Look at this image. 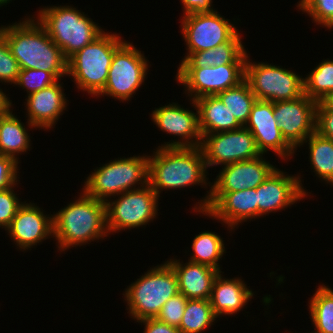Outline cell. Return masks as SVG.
I'll return each instance as SVG.
<instances>
[{"label": "cell", "mask_w": 333, "mask_h": 333, "mask_svg": "<svg viewBox=\"0 0 333 333\" xmlns=\"http://www.w3.org/2000/svg\"><path fill=\"white\" fill-rule=\"evenodd\" d=\"M124 42L116 32H103L67 59V75L72 76L78 89L99 97L107 83L114 53Z\"/></svg>", "instance_id": "5b68a950"}, {"label": "cell", "mask_w": 333, "mask_h": 333, "mask_svg": "<svg viewBox=\"0 0 333 333\" xmlns=\"http://www.w3.org/2000/svg\"><path fill=\"white\" fill-rule=\"evenodd\" d=\"M12 100H10L2 89H0V113L7 107V106H13Z\"/></svg>", "instance_id": "b9f144b4"}, {"label": "cell", "mask_w": 333, "mask_h": 333, "mask_svg": "<svg viewBox=\"0 0 333 333\" xmlns=\"http://www.w3.org/2000/svg\"><path fill=\"white\" fill-rule=\"evenodd\" d=\"M301 177L290 176L275 169L269 177L256 188L258 218L274 211L282 210L309 195L301 183Z\"/></svg>", "instance_id": "e0dca14e"}, {"label": "cell", "mask_w": 333, "mask_h": 333, "mask_svg": "<svg viewBox=\"0 0 333 333\" xmlns=\"http://www.w3.org/2000/svg\"><path fill=\"white\" fill-rule=\"evenodd\" d=\"M148 61L138 48L125 41L114 53L107 83L99 96H110L122 102L129 101L144 83Z\"/></svg>", "instance_id": "30bf717a"}, {"label": "cell", "mask_w": 333, "mask_h": 333, "mask_svg": "<svg viewBox=\"0 0 333 333\" xmlns=\"http://www.w3.org/2000/svg\"><path fill=\"white\" fill-rule=\"evenodd\" d=\"M187 301L188 299L183 294L178 293L162 306L156 319L168 325L179 327Z\"/></svg>", "instance_id": "d590c367"}, {"label": "cell", "mask_w": 333, "mask_h": 333, "mask_svg": "<svg viewBox=\"0 0 333 333\" xmlns=\"http://www.w3.org/2000/svg\"><path fill=\"white\" fill-rule=\"evenodd\" d=\"M148 173V155L114 159L95 168L85 180L82 192L106 203L111 196L147 185Z\"/></svg>", "instance_id": "52a82bcc"}, {"label": "cell", "mask_w": 333, "mask_h": 333, "mask_svg": "<svg viewBox=\"0 0 333 333\" xmlns=\"http://www.w3.org/2000/svg\"><path fill=\"white\" fill-rule=\"evenodd\" d=\"M315 131L333 140V110L327 109L321 102L316 107Z\"/></svg>", "instance_id": "f35d334b"}, {"label": "cell", "mask_w": 333, "mask_h": 333, "mask_svg": "<svg viewBox=\"0 0 333 333\" xmlns=\"http://www.w3.org/2000/svg\"><path fill=\"white\" fill-rule=\"evenodd\" d=\"M247 55L245 78L257 100L298 99L304 95L303 77L292 70L264 62H250Z\"/></svg>", "instance_id": "ba28073f"}, {"label": "cell", "mask_w": 333, "mask_h": 333, "mask_svg": "<svg viewBox=\"0 0 333 333\" xmlns=\"http://www.w3.org/2000/svg\"><path fill=\"white\" fill-rule=\"evenodd\" d=\"M216 319L210 300L188 299L178 329L181 333H202Z\"/></svg>", "instance_id": "f546056e"}, {"label": "cell", "mask_w": 333, "mask_h": 333, "mask_svg": "<svg viewBox=\"0 0 333 333\" xmlns=\"http://www.w3.org/2000/svg\"><path fill=\"white\" fill-rule=\"evenodd\" d=\"M149 158L148 184L158 197L162 189L207 185L209 178L201 147H158Z\"/></svg>", "instance_id": "7a4b0ae2"}, {"label": "cell", "mask_w": 333, "mask_h": 333, "mask_svg": "<svg viewBox=\"0 0 333 333\" xmlns=\"http://www.w3.org/2000/svg\"><path fill=\"white\" fill-rule=\"evenodd\" d=\"M57 79L47 71L39 69H21L14 85H19L25 91L27 96L54 84Z\"/></svg>", "instance_id": "836d02e7"}, {"label": "cell", "mask_w": 333, "mask_h": 333, "mask_svg": "<svg viewBox=\"0 0 333 333\" xmlns=\"http://www.w3.org/2000/svg\"><path fill=\"white\" fill-rule=\"evenodd\" d=\"M223 104L241 126L248 121L252 105L257 100L248 83L244 80L239 85L217 94Z\"/></svg>", "instance_id": "4dcf8cb0"}, {"label": "cell", "mask_w": 333, "mask_h": 333, "mask_svg": "<svg viewBox=\"0 0 333 333\" xmlns=\"http://www.w3.org/2000/svg\"><path fill=\"white\" fill-rule=\"evenodd\" d=\"M317 102L303 95L273 103V114L285 140L296 150L315 132Z\"/></svg>", "instance_id": "9a60e30c"}, {"label": "cell", "mask_w": 333, "mask_h": 333, "mask_svg": "<svg viewBox=\"0 0 333 333\" xmlns=\"http://www.w3.org/2000/svg\"><path fill=\"white\" fill-rule=\"evenodd\" d=\"M183 5V14H194L213 12L215 9L212 7V0H181Z\"/></svg>", "instance_id": "60d3db41"}, {"label": "cell", "mask_w": 333, "mask_h": 333, "mask_svg": "<svg viewBox=\"0 0 333 333\" xmlns=\"http://www.w3.org/2000/svg\"><path fill=\"white\" fill-rule=\"evenodd\" d=\"M304 94L317 103L333 91V60L319 63L305 78Z\"/></svg>", "instance_id": "1f68e13d"}, {"label": "cell", "mask_w": 333, "mask_h": 333, "mask_svg": "<svg viewBox=\"0 0 333 333\" xmlns=\"http://www.w3.org/2000/svg\"><path fill=\"white\" fill-rule=\"evenodd\" d=\"M118 199L106 202V227L108 234L139 228L151 222L158 215L159 197L147 184L142 188L128 190L117 195Z\"/></svg>", "instance_id": "9c48e42d"}, {"label": "cell", "mask_w": 333, "mask_h": 333, "mask_svg": "<svg viewBox=\"0 0 333 333\" xmlns=\"http://www.w3.org/2000/svg\"><path fill=\"white\" fill-rule=\"evenodd\" d=\"M327 109L333 110V91L320 101Z\"/></svg>", "instance_id": "7bdbcfd3"}, {"label": "cell", "mask_w": 333, "mask_h": 333, "mask_svg": "<svg viewBox=\"0 0 333 333\" xmlns=\"http://www.w3.org/2000/svg\"><path fill=\"white\" fill-rule=\"evenodd\" d=\"M18 164L14 158L0 154V190L18 185Z\"/></svg>", "instance_id": "74e56055"}, {"label": "cell", "mask_w": 333, "mask_h": 333, "mask_svg": "<svg viewBox=\"0 0 333 333\" xmlns=\"http://www.w3.org/2000/svg\"><path fill=\"white\" fill-rule=\"evenodd\" d=\"M204 214L212 219H218L232 229L249 219L258 217V203L256 188H249L233 192H210Z\"/></svg>", "instance_id": "d6986e66"}, {"label": "cell", "mask_w": 333, "mask_h": 333, "mask_svg": "<svg viewBox=\"0 0 333 333\" xmlns=\"http://www.w3.org/2000/svg\"><path fill=\"white\" fill-rule=\"evenodd\" d=\"M143 323L144 332L143 333H181L178 327L168 325L156 318H149L138 321V323Z\"/></svg>", "instance_id": "ab89813d"}, {"label": "cell", "mask_w": 333, "mask_h": 333, "mask_svg": "<svg viewBox=\"0 0 333 333\" xmlns=\"http://www.w3.org/2000/svg\"><path fill=\"white\" fill-rule=\"evenodd\" d=\"M200 147L207 168L251 160L262 155L251 131L244 126L236 130L203 135Z\"/></svg>", "instance_id": "4fadbf2b"}, {"label": "cell", "mask_w": 333, "mask_h": 333, "mask_svg": "<svg viewBox=\"0 0 333 333\" xmlns=\"http://www.w3.org/2000/svg\"><path fill=\"white\" fill-rule=\"evenodd\" d=\"M194 102L198 109L199 129L202 136L242 127L217 95L203 96Z\"/></svg>", "instance_id": "d4e9b609"}, {"label": "cell", "mask_w": 333, "mask_h": 333, "mask_svg": "<svg viewBox=\"0 0 333 333\" xmlns=\"http://www.w3.org/2000/svg\"><path fill=\"white\" fill-rule=\"evenodd\" d=\"M20 70L19 63L11 54L5 37L0 33V82L14 84Z\"/></svg>", "instance_id": "e575fe53"}, {"label": "cell", "mask_w": 333, "mask_h": 333, "mask_svg": "<svg viewBox=\"0 0 333 333\" xmlns=\"http://www.w3.org/2000/svg\"><path fill=\"white\" fill-rule=\"evenodd\" d=\"M174 270L179 286V293L187 299L209 300L215 278L220 271L204 264L191 262L182 264L180 260L166 261Z\"/></svg>", "instance_id": "7402d4cb"}, {"label": "cell", "mask_w": 333, "mask_h": 333, "mask_svg": "<svg viewBox=\"0 0 333 333\" xmlns=\"http://www.w3.org/2000/svg\"><path fill=\"white\" fill-rule=\"evenodd\" d=\"M0 27L20 69L50 72L57 80L67 75V58L45 28L33 17ZM3 26V27H2Z\"/></svg>", "instance_id": "6da1fadb"}, {"label": "cell", "mask_w": 333, "mask_h": 333, "mask_svg": "<svg viewBox=\"0 0 333 333\" xmlns=\"http://www.w3.org/2000/svg\"><path fill=\"white\" fill-rule=\"evenodd\" d=\"M80 194L77 200L52 215L53 237L61 252L109 235L106 227V203L84 192Z\"/></svg>", "instance_id": "3957f363"}, {"label": "cell", "mask_w": 333, "mask_h": 333, "mask_svg": "<svg viewBox=\"0 0 333 333\" xmlns=\"http://www.w3.org/2000/svg\"><path fill=\"white\" fill-rule=\"evenodd\" d=\"M196 112L188 110L178 103L155 108L151 114V120L167 134L181 138L162 144L158 147H200L202 135L199 129L198 109L195 102L191 101Z\"/></svg>", "instance_id": "2e32d148"}, {"label": "cell", "mask_w": 333, "mask_h": 333, "mask_svg": "<svg viewBox=\"0 0 333 333\" xmlns=\"http://www.w3.org/2000/svg\"><path fill=\"white\" fill-rule=\"evenodd\" d=\"M238 32L230 41L219 44L216 48L192 53L183 59L179 68H203L223 64H245L247 52L242 45Z\"/></svg>", "instance_id": "cb8c5ba5"}, {"label": "cell", "mask_w": 333, "mask_h": 333, "mask_svg": "<svg viewBox=\"0 0 333 333\" xmlns=\"http://www.w3.org/2000/svg\"><path fill=\"white\" fill-rule=\"evenodd\" d=\"M309 312L315 331L312 333H333V290L319 285L309 300Z\"/></svg>", "instance_id": "f1b7e54d"}, {"label": "cell", "mask_w": 333, "mask_h": 333, "mask_svg": "<svg viewBox=\"0 0 333 333\" xmlns=\"http://www.w3.org/2000/svg\"><path fill=\"white\" fill-rule=\"evenodd\" d=\"M15 186L17 185L0 190V228L2 227L5 230L9 227L18 209L24 203L18 199L17 194L14 192Z\"/></svg>", "instance_id": "8d00e7d4"}, {"label": "cell", "mask_w": 333, "mask_h": 333, "mask_svg": "<svg viewBox=\"0 0 333 333\" xmlns=\"http://www.w3.org/2000/svg\"><path fill=\"white\" fill-rule=\"evenodd\" d=\"M12 0H0V7L3 5H6L7 3H10Z\"/></svg>", "instance_id": "ee69618b"}, {"label": "cell", "mask_w": 333, "mask_h": 333, "mask_svg": "<svg viewBox=\"0 0 333 333\" xmlns=\"http://www.w3.org/2000/svg\"><path fill=\"white\" fill-rule=\"evenodd\" d=\"M297 8L306 12L317 25L333 28V0H300Z\"/></svg>", "instance_id": "d6a6232c"}, {"label": "cell", "mask_w": 333, "mask_h": 333, "mask_svg": "<svg viewBox=\"0 0 333 333\" xmlns=\"http://www.w3.org/2000/svg\"><path fill=\"white\" fill-rule=\"evenodd\" d=\"M124 293L128 313L136 322L156 318L162 306L179 293L178 280L173 268L165 261L150 268L127 286Z\"/></svg>", "instance_id": "8992f818"}, {"label": "cell", "mask_w": 333, "mask_h": 333, "mask_svg": "<svg viewBox=\"0 0 333 333\" xmlns=\"http://www.w3.org/2000/svg\"><path fill=\"white\" fill-rule=\"evenodd\" d=\"M192 242L193 253L188 260L208 265L222 273L218 262L226 253L223 238L215 232L203 231L196 235Z\"/></svg>", "instance_id": "83f0119b"}, {"label": "cell", "mask_w": 333, "mask_h": 333, "mask_svg": "<svg viewBox=\"0 0 333 333\" xmlns=\"http://www.w3.org/2000/svg\"><path fill=\"white\" fill-rule=\"evenodd\" d=\"M84 13L69 5H60L45 6L37 14V21L67 59L104 32Z\"/></svg>", "instance_id": "277c9868"}, {"label": "cell", "mask_w": 333, "mask_h": 333, "mask_svg": "<svg viewBox=\"0 0 333 333\" xmlns=\"http://www.w3.org/2000/svg\"><path fill=\"white\" fill-rule=\"evenodd\" d=\"M176 73V81L184 85L185 94L194 101L239 85L245 78V64L178 68Z\"/></svg>", "instance_id": "7c38bea8"}, {"label": "cell", "mask_w": 333, "mask_h": 333, "mask_svg": "<svg viewBox=\"0 0 333 333\" xmlns=\"http://www.w3.org/2000/svg\"><path fill=\"white\" fill-rule=\"evenodd\" d=\"M308 142L309 162L314 173L329 185H333V140L316 131L305 139Z\"/></svg>", "instance_id": "4316f807"}, {"label": "cell", "mask_w": 333, "mask_h": 333, "mask_svg": "<svg viewBox=\"0 0 333 333\" xmlns=\"http://www.w3.org/2000/svg\"><path fill=\"white\" fill-rule=\"evenodd\" d=\"M244 127L251 131L261 154L272 150L284 160L294 155L296 150L283 137L275 120L271 101L256 100Z\"/></svg>", "instance_id": "ac0fdd59"}, {"label": "cell", "mask_w": 333, "mask_h": 333, "mask_svg": "<svg viewBox=\"0 0 333 333\" xmlns=\"http://www.w3.org/2000/svg\"><path fill=\"white\" fill-rule=\"evenodd\" d=\"M5 231L18 246L17 248L22 251L29 248L31 250L37 243L49 239L50 236L53 237L52 214L49 217L35 203L24 201Z\"/></svg>", "instance_id": "ffe728a7"}, {"label": "cell", "mask_w": 333, "mask_h": 333, "mask_svg": "<svg viewBox=\"0 0 333 333\" xmlns=\"http://www.w3.org/2000/svg\"><path fill=\"white\" fill-rule=\"evenodd\" d=\"M218 13L214 10L182 17L181 34L188 51L183 59H187L192 53L216 48L219 44L230 41L238 33L239 30L234 24Z\"/></svg>", "instance_id": "8fae6325"}, {"label": "cell", "mask_w": 333, "mask_h": 333, "mask_svg": "<svg viewBox=\"0 0 333 333\" xmlns=\"http://www.w3.org/2000/svg\"><path fill=\"white\" fill-rule=\"evenodd\" d=\"M66 94L59 79L52 85L26 96L27 122L29 128H53L67 107Z\"/></svg>", "instance_id": "44dd1931"}, {"label": "cell", "mask_w": 333, "mask_h": 333, "mask_svg": "<svg viewBox=\"0 0 333 333\" xmlns=\"http://www.w3.org/2000/svg\"><path fill=\"white\" fill-rule=\"evenodd\" d=\"M265 160L262 154L251 160L222 166L213 185L210 184L211 189L207 192L208 195L198 202V206L197 204L194 206V212H205L210 192H233L257 188L276 169L274 165Z\"/></svg>", "instance_id": "5bb4252c"}, {"label": "cell", "mask_w": 333, "mask_h": 333, "mask_svg": "<svg viewBox=\"0 0 333 333\" xmlns=\"http://www.w3.org/2000/svg\"><path fill=\"white\" fill-rule=\"evenodd\" d=\"M7 106L0 113V154L19 161L17 155L30 149V136L24 123ZM17 154V155H16Z\"/></svg>", "instance_id": "484cf974"}, {"label": "cell", "mask_w": 333, "mask_h": 333, "mask_svg": "<svg viewBox=\"0 0 333 333\" xmlns=\"http://www.w3.org/2000/svg\"><path fill=\"white\" fill-rule=\"evenodd\" d=\"M221 272L214 280L210 303L215 316L233 315L241 311L250 301L254 292L239 277L226 279Z\"/></svg>", "instance_id": "603a6c76"}]
</instances>
